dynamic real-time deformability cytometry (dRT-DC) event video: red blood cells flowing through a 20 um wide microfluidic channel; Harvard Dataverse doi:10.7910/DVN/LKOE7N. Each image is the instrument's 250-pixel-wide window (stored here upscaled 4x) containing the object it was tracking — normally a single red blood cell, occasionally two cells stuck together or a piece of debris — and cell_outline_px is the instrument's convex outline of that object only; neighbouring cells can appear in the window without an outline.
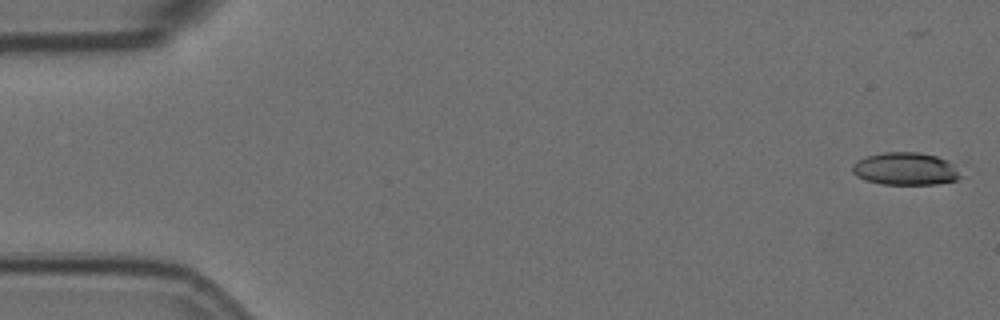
{"species": "Egyptian fruit bat (a non-hibernating species)", "species_latin": "Rousettus aegyptiacus", "temperature_condition": "room temperature", "stored_images_in_passage": 57, "camera_frame_rate_fps": 3000, "um_per_image_px": 0.085, "animal": {"sex": "female"}, "frame": {"image": 1, "passage_image": 1, "time_ms": 0.0, "image_size_px": [1000, 320], "cell_outline_px": [[968, 164], [964, 176], [956, 180], [936, 184], [880, 184], [864, 180], [856, 176], [852, 172], [852, 164], [856, 160], [868, 156], [884, 152], [916, 152], [936, 156]], "centroid_in_image_um": [77.17, 14.34], "position_along_channel_um": 7.8, "area_um2": 21.73}}
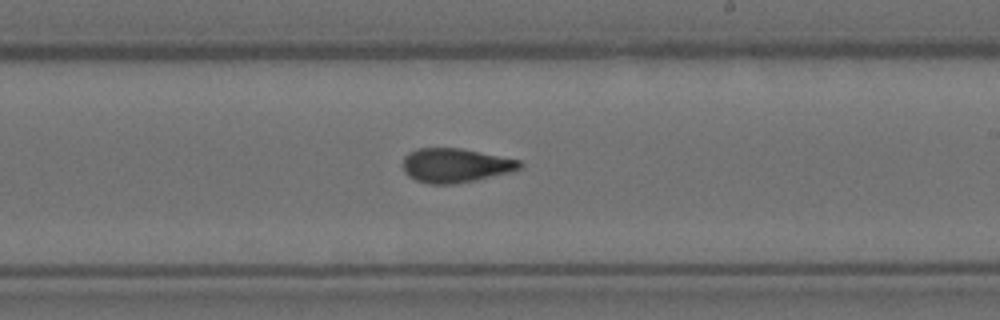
{"frame": {"image": 2, "passage_image": 33, "time_ms": 10.667, "image_size_px": [1000, 320], "cell_outline_px": [[524, 164], [520, 168], [508, 172], [476, 180], [456, 184], [428, 184], [416, 180], [408, 176], [404, 172], [404, 156], [408, 152], [416, 148], [460, 148], [520, 160]], "centroid_in_image_um": [38.68, 14.06], "position_along_channel_um": 250.3, "area_um2": 23.24}}
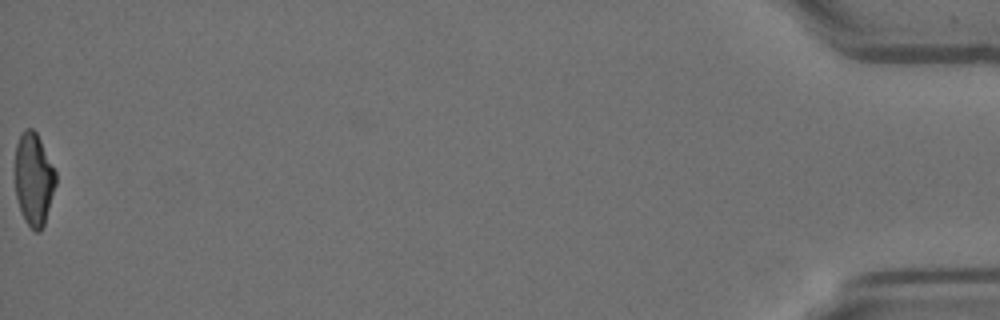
{"frame": {"image": 3, "passage_image": 57, "time_ms": 18.667, "image_size_px": [1000, 320], "cell_outline_px": [[56, 184], [44, 224], [40, 232], [36, 232], [24, 220], [20, 212], [16, 196], [16, 144], [24, 128], [32, 128], [36, 132], [56, 172]], "centroid_in_image_um": [2.87, 15.24], "position_along_channel_um": 432.3, "area_um2": 21.73}, "authors_computed_cell_mechanics": {"area_um2": 23.0622, "velocity_mm_per_s": 3.5807, "shape_relaxation_time_tau1_ms": 9.0822, "shape_relaxation_time_tau2_ms": 2.1832, "deformation_change_tau1": 0.2335, "deformation_change_tau2": 0.0962}}